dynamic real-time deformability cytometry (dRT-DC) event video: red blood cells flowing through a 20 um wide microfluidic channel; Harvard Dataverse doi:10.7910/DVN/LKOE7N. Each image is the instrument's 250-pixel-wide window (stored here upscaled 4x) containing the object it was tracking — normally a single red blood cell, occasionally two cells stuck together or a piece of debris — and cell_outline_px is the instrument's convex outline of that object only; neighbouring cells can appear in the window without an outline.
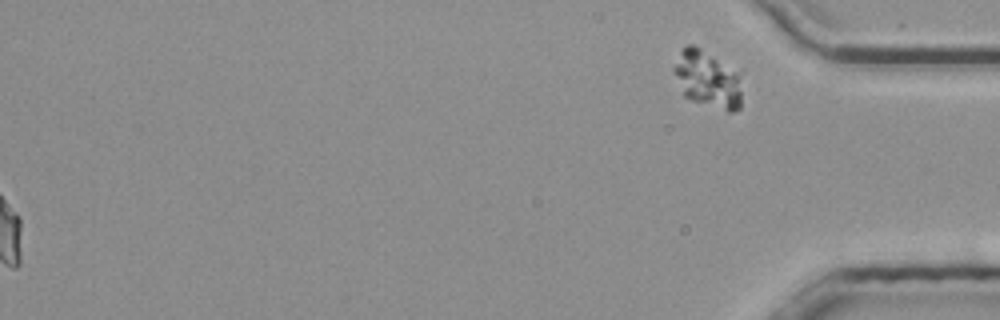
{"species": "common noctule bat (a hibernating species)", "species_latin": "Nyctalus noctula", "temperature_condition": "room temperature", "stored_images_in_passage": 41, "segment_of_instrument_passage": [2, 2], "camera_frame_rate_fps": 3000, "um_per_image_px": 0.085, "animal": {"sex": "male", "body_mass_g": 20.4}, "frame": {"image": 1, "passage_image": 41, "time_ms": 13.333, "image_size_px": [1000, 320], "cell_outline_px": [[740, 108], [732, 112], [728, 112], [692, 100], [684, 96], [672, 68], [680, 52], [688, 44], [692, 44], [700, 48], [740, 72]], "centroid_in_image_um": [60.15, 6.74], "position_along_channel_um": 375.1, "area_um2": 22.43}}